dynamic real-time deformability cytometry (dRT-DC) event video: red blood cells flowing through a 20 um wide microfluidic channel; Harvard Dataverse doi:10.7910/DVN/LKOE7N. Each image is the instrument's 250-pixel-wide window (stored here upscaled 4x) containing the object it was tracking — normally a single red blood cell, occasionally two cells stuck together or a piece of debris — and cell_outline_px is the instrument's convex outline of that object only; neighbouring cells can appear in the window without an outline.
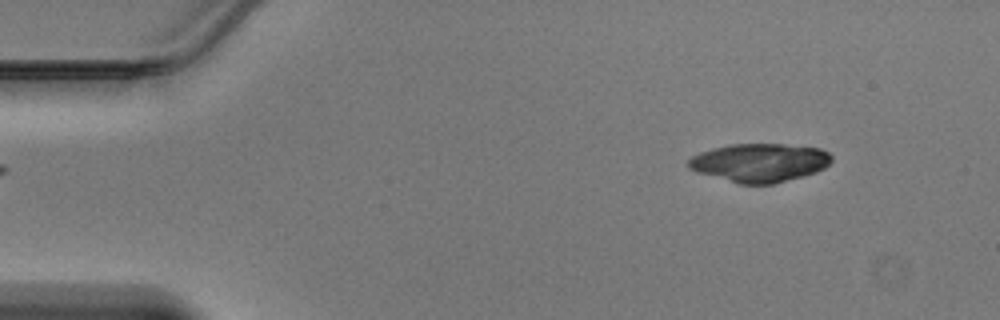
{"species": "Egyptian fruit bat (a non-hibernating species)", "species_latin": "Rousettus aegyptiacus", "temperature_condition": "warm", "stored_images_in_passage": 42, "camera_frame_rate_fps": 3000, "um_per_image_px": 0.085, "animal": {"sex": "male"}, "frame": {"image": 1, "passage_image": 1, "time_ms": 0.0, "image_size_px": [1000, 320], "cell_outline_px": [[832, 160], [824, 168], [816, 172], [804, 176], [772, 184], [740, 184], [696, 172], [688, 168], [688, 160], [692, 156], [700, 152], [712, 148], [732, 144], [780, 144], [820, 148], [828, 152], [832, 156]], "centroid_in_image_um": [64.56, 13.83], "position_along_channel_um": 20.4, "area_um2": 32.14}}
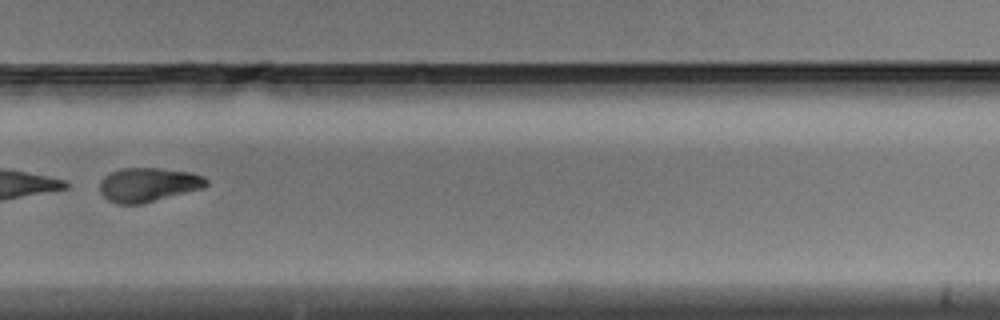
{"frame": {"image": 2, "passage_image": 28, "time_ms": 9.0, "image_size_px": [1000, 320], "cell_outline_px": [[208, 184], [204, 188], [140, 204], [116, 204], [108, 200], [100, 192], [100, 184], [104, 176], [112, 172], [124, 168], [156, 168], [192, 172], [204, 176], [208, 180]], "centroid_in_image_um": [12.62, 15.7], "position_along_channel_um": 317.2, "area_um2": 21.1}}